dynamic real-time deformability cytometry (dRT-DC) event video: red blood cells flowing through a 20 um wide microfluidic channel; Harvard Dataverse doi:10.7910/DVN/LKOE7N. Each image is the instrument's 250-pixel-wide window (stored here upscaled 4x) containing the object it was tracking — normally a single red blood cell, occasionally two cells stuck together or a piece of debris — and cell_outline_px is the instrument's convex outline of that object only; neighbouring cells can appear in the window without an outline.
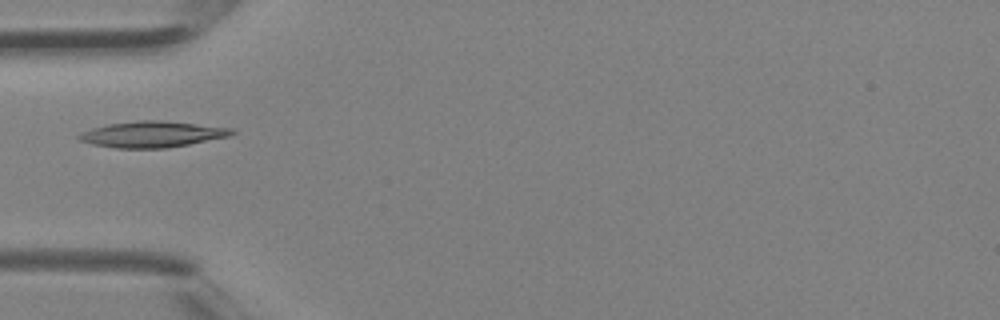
{"species": "Egyptian fruit bat (a non-hibernating species)", "species_latin": "Rousettus aegyptiacus", "temperature_condition": "room temperature", "stored_images_in_passage": 28, "camera_frame_rate_fps": 3000, "um_per_image_px": 0.085, "animal": {"sex": "female"}, "frame": {"image": 1, "passage_image": 1, "time_ms": 0.0, "image_size_px": [1000, 320], "cell_outline_px": [[236, 132], [228, 136], [168, 148], [116, 148], [92, 144], [80, 140], [76, 136], [80, 132], [92, 128], [108, 124], [136, 120], [160, 120], [232, 128]], "centroid_in_image_um": [12.89, 11.41], "position_along_channel_um": 72.1, "area_um2": 23.06}}
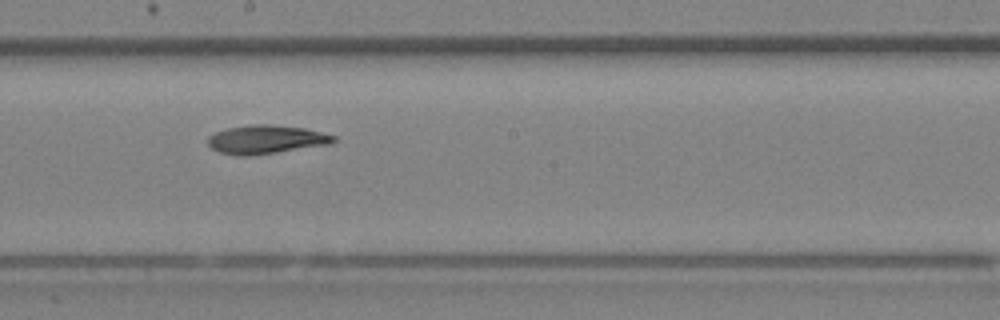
{"frame": {"image": 2, "passage_image": 10, "time_ms": 3.0, "image_size_px": [1000, 320], "cell_outline_px": [[336, 140], [332, 144], [248, 156], [236, 156], [220, 152], [212, 148], [208, 144], [208, 136], [216, 132], [228, 128], [252, 124], [272, 124], [304, 128], [336, 136]], "centroid_in_image_um": [22.62, 11.85], "position_along_channel_um": 225.6, "area_um2": 20.92}}
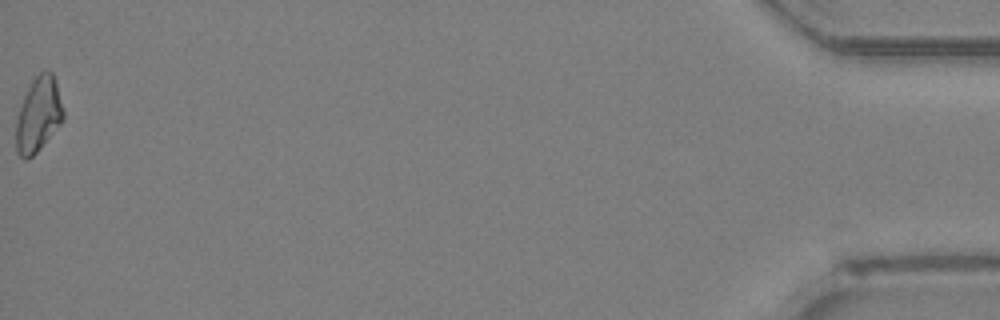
{"frame": {"image": 3, "passage_image": 28, "time_ms": 9.0, "image_size_px": [1000, 320], "cell_outline_px": [[64, 116], [60, 124], [36, 152], [28, 160], [24, 160], [16, 152], [16, 116], [24, 96], [32, 80], [44, 68], [48, 68], [52, 72], [56, 80], [64, 112]], "centroid_in_image_um": [3.25, 9.71], "position_along_channel_um": 431.9, "area_um2": 20.69}}